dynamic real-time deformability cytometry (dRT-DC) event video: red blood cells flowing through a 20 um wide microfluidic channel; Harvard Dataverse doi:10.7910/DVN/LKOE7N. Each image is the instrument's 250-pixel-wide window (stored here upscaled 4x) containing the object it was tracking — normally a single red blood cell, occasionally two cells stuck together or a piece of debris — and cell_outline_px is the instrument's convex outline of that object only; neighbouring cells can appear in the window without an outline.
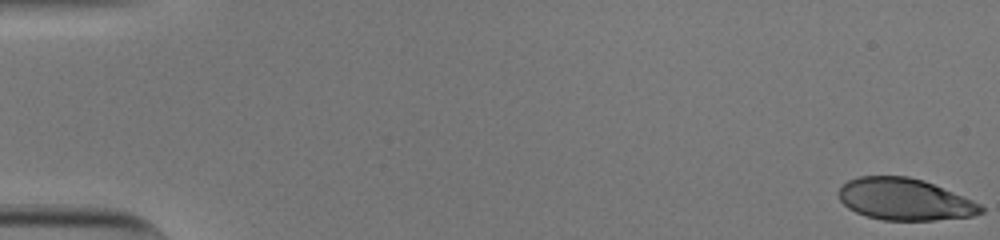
{"species": "human", "species_latin": "Homo sapiens", "temperature_condition": "cold", "stored_images_in_passage": 55, "camera_frame_rate_fps": 3000, "um_per_image_px": 0.085, "donor": {"sex": "male"}, "frame": {"image": 1, "passage_image": 1, "time_ms": 0.0, "image_size_px": [1000, 240], "cell_outline_px": [[984, 212], [972, 216], [936, 220], [884, 220], [868, 216], [856, 212], [848, 208], [840, 200], [840, 188], [848, 180], [860, 176], [908, 176], [924, 180], [972, 200], [980, 204], [984, 208]], "centroid_in_image_um": [76.91, 16.94], "position_along_channel_um": 8.1, "area_um2": 34.39}}
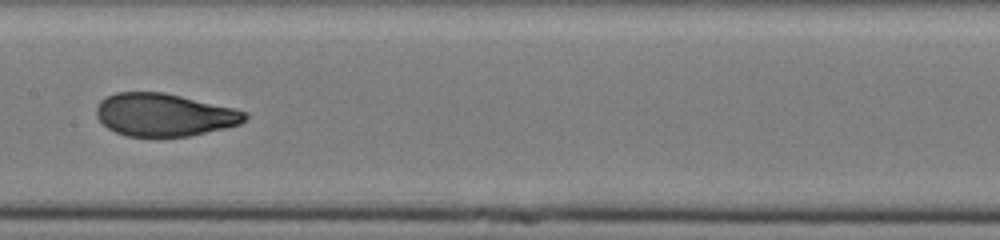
{"frame": {"image": 2, "passage_image": 29, "time_ms": 9.333, "image_size_px": [1000, 240], "cell_outline_px": [[248, 116], [240, 124], [224, 128], [188, 136], [128, 136], [116, 132], [108, 128], [96, 116], [96, 108], [100, 100], [116, 92], [164, 92], [232, 108], [248, 112]], "centroid_in_image_um": [13.94, 9.75], "position_along_channel_um": 193.5, "area_um2": 36.65}}
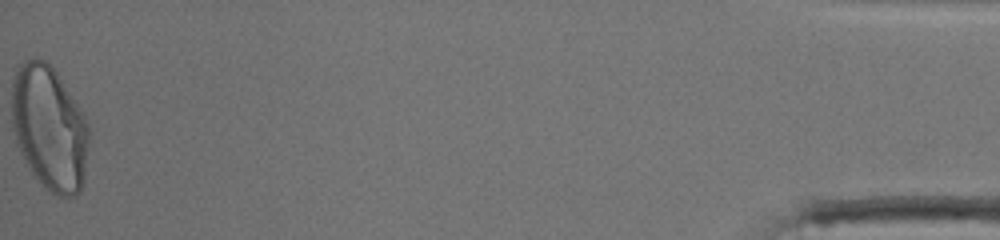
{"frame": {"image": 3, "passage_image": 55, "time_ms": 18.0, "image_size_px": [1000, 240], "cell_outline_px": [[88, 144], [84, 180], [80, 192], [76, 196], [60, 196], [44, 188], [32, 176], [16, 144], [12, 128], [12, 76], [16, 68], [24, 60], [44, 60], [56, 72], [84, 112], [88, 124]], "centroid_in_image_um": [4.18, 10.9], "position_along_channel_um": 431.0, "area_um2": 56.53}, "authors_computed_cell_mechanics": {"area_um2": 37.1654, "velocity_mm_per_s": 3.8063, "shape_relaxation_time_tau1_ms": 5.1628, "shape_relaxation_time_tau2_ms": null, "deformation_change_tau1": 0.2162, "deformation_change_tau2": null}}